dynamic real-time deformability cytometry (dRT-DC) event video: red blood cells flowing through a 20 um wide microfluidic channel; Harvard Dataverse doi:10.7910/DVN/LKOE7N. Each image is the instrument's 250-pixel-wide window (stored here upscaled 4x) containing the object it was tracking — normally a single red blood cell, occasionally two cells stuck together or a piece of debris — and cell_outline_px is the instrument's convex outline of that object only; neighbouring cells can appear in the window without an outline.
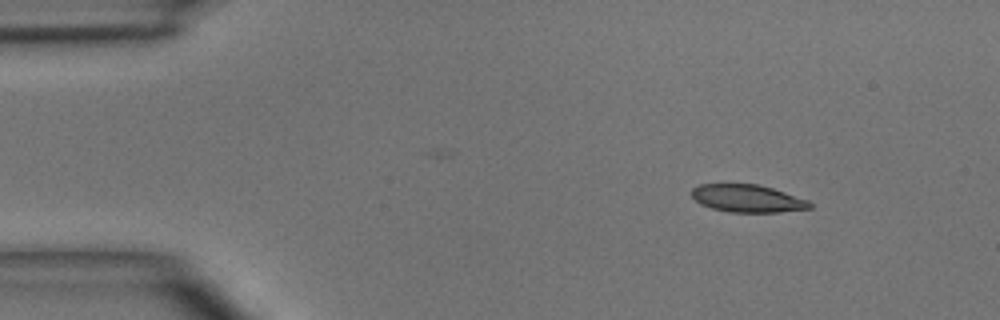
{"species": "common noctule bat (a hibernating species)", "species_latin": "Nyctalus noctula", "temperature_condition": "room temperature", "stored_images_in_passage": 3, "camera_frame_rate_fps": 3000, "um_per_image_px": 0.085, "animal": {"sex": "male", "body_mass_g": 15.6}, "frame": {"image": 1, "passage_image": 1, "time_ms": 0.0, "image_size_px": [1000, 320], "cell_outline_px": [[812, 208], [776, 212], [728, 212], [712, 208], [700, 204], [692, 196], [692, 188], [700, 184], [760, 184], [808, 200], [812, 204]], "centroid_in_image_um": [63.52, 16.86], "position_along_channel_um": 21.5, "area_um2": 18.9}}
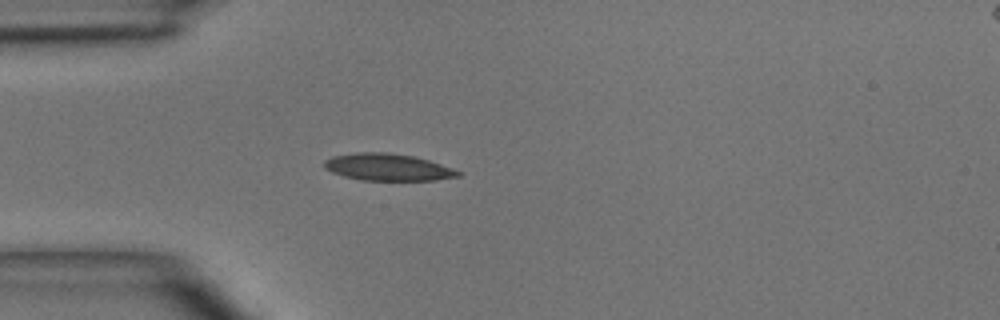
{"frame": {"image": 2, "passage_image": 3, "time_ms": 2.333, "image_size_px": [1000, 320], "cell_outline_px": [[460, 176], [436, 180], [360, 180], [344, 176], [332, 172], [324, 168], [324, 160], [332, 156], [356, 152], [388, 152], [412, 156], [428, 160], [452, 168], [460, 172]], "centroid_in_image_um": [32.92, 14.2], "position_along_channel_um": 52.1, "area_um2": 20.98}}